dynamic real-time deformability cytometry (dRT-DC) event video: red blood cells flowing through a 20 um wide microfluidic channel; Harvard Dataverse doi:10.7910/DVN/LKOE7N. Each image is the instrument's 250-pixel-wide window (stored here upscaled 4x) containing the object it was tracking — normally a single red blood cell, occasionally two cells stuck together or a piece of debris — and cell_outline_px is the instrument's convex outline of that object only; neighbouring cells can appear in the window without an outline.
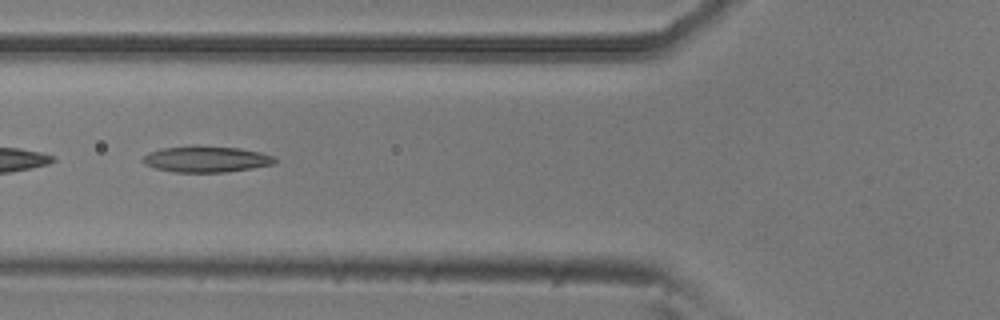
{"species": "common noctule bat (a hibernating species)", "species_latin": "Nyctalus noctula", "temperature_condition": "room temperature", "stored_images_in_passage": 15, "camera_frame_rate_fps": 3000, "um_per_image_px": 0.085, "animal": {"sex": "male", "body_mass_g": 20.5, "forearm_length_mm": 52.5}, "frame": {"image": 1, "passage_image": 13, "time_ms": 4.0, "image_size_px": [1000, 320], "cell_outline_px": [[280, 160], [272, 164], [252, 168], [224, 172], [176, 172], [156, 168], [144, 164], [140, 160], [148, 152], [160, 148], [200, 144], [240, 148], [260, 152], [276, 156]], "centroid_in_image_um": [17.53, 13.5], "position_along_channel_um": 108.3, "area_um2": 20.58}}